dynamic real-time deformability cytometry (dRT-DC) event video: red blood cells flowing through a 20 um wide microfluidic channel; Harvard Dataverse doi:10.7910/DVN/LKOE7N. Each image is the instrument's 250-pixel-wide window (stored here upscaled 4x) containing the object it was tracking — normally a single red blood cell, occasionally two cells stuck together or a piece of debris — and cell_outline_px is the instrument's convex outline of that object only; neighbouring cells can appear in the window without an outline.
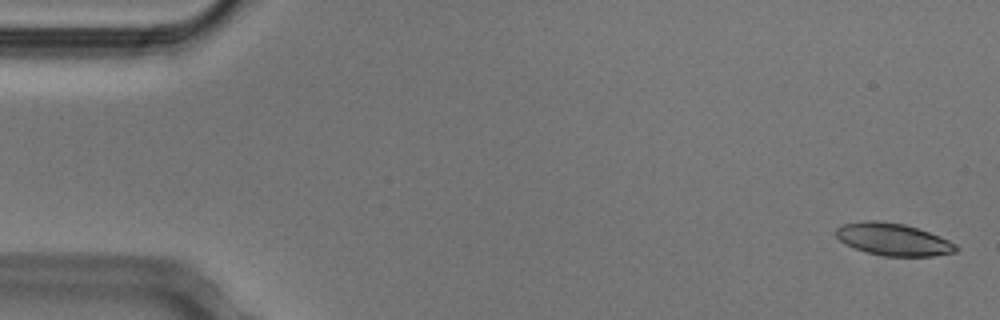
{"species": "Egyptian fruit bat (a non-hibernating species)", "species_latin": "Rousettus aegyptiacus", "temperature_condition": "cold", "stored_images_in_passage": 53, "camera_frame_rate_fps": 3000, "um_per_image_px": 0.085, "animal": {"sex": "male"}, "frame": {"image": 1, "passage_image": 2, "time_ms": 0.333, "image_size_px": [1000, 320], "cell_outline_px": [[960, 248], [956, 252], [932, 256], [884, 256], [868, 252], [844, 244], [836, 236], [836, 228], [844, 224], [864, 220], [872, 220], [904, 224], [928, 232], [948, 240], [956, 244]], "centroid_in_image_um": [75.92, 20.35], "position_along_channel_um": 9.1, "area_um2": 22.37}}
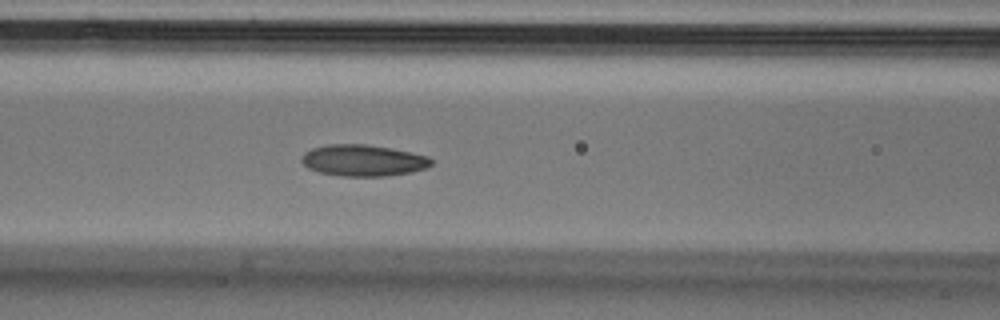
{"frame": {"image": 2, "passage_image": 22, "time_ms": 7.0, "image_size_px": [1000, 320], "cell_outline_px": [[432, 164], [428, 168], [412, 172], [384, 176], [344, 176], [320, 172], [308, 168], [300, 160], [304, 152], [312, 148], [328, 144], [364, 144], [388, 148], [428, 156], [432, 160]], "centroid_in_image_um": [30.86, 13.64], "position_along_channel_um": 135.7, "area_um2": 23.58}}
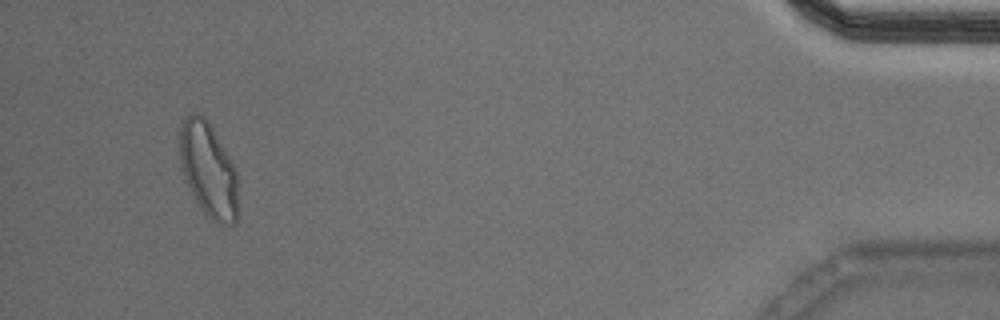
{"frame": {"image": 3, "passage_image": 50, "time_ms": 16.333, "image_size_px": [1000, 320], "cell_outline_px": [[236, 220], [232, 224], [224, 224], [212, 220], [200, 208], [192, 196], [188, 188], [180, 168], [180, 120], [184, 116], [204, 116], [212, 128], [232, 160], [236, 168]], "centroid_in_image_um": [17.67, 14.43], "position_along_channel_um": 417.5, "area_um2": 31.91}, "authors_computed_cell_mechanics": {"area_um2": 23.2934, "velocity_mm_per_s": 3.7871, "shape_relaxation_time_tau1_ms": 6.1885, "shape_relaxation_time_tau2_ms": 2.3247, "deformation_change_tau1": 0.1546, "deformation_change_tau2": 0.0796}}